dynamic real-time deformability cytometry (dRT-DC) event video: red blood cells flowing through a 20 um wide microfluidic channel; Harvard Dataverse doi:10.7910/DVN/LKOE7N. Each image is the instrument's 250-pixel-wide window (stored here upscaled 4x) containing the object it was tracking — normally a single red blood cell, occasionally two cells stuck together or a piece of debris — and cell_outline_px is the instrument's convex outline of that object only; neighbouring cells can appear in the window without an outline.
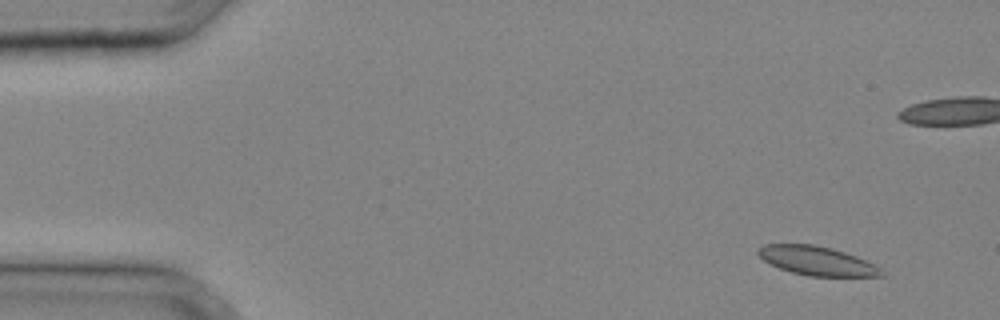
{"species": "common noctule bat (a hibernating species)", "species_latin": "Nyctalus noctula", "temperature_condition": "cold", "stored_images_in_passage": 28, "camera_frame_rate_fps": 3000, "um_per_image_px": 0.085, "animal": {"sex": "male", "body_mass_g": 20.4}, "frame": {"image": 1, "passage_image": 1, "time_ms": 0.0, "image_size_px": [1000, 320], "cell_outline_px": [[884, 276], [808, 276], [792, 272], [780, 268], [764, 260], [756, 252], [756, 248], [764, 244], [812, 244], [832, 248], [856, 256], [880, 268], [884, 272]], "centroid_in_image_um": [69.41, 22.16], "position_along_channel_um": 15.6, "area_um2": 20.63}}
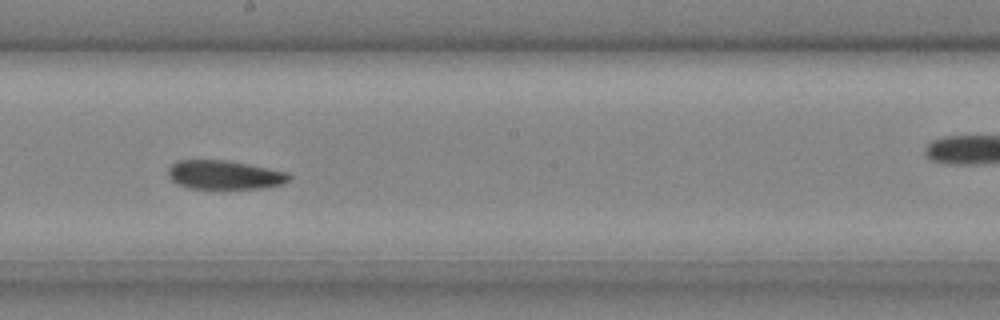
{"frame": {"image": 2, "passage_image": 18, "time_ms": 5.667, "image_size_px": [1000, 320], "cell_outline_px": [[292, 176], [288, 180], [280, 184], [260, 188], [188, 188], [176, 184], [168, 176], [168, 168], [176, 160], [224, 160], [248, 164], [288, 172]], "centroid_in_image_um": [19.03, 14.86], "position_along_channel_um": 229.2, "area_um2": 20.23}}
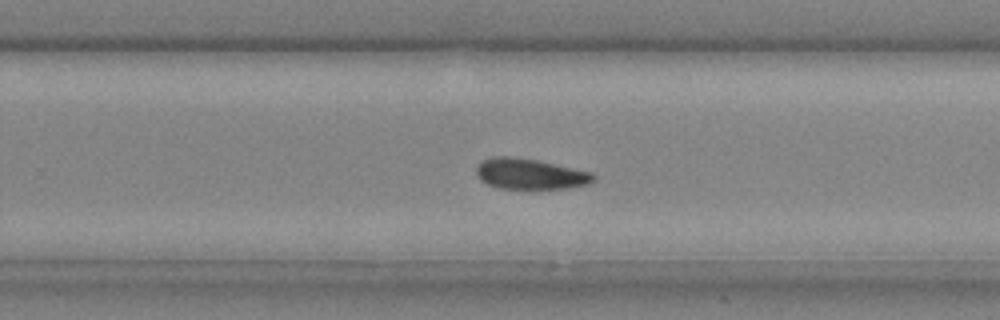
{"frame": {"image": 3, "passage_image": 21, "time_ms": 6.667, "image_size_px": [1000, 320], "cell_outline_px": [[596, 180], [588, 184], [564, 188], [500, 188], [488, 184], [480, 180], [476, 176], [476, 164], [480, 160], [492, 156], [512, 156], [536, 160], [592, 172], [596, 176]], "centroid_in_image_um": [45.01, 14.77], "position_along_channel_um": 284.8, "area_um2": 20.98}}